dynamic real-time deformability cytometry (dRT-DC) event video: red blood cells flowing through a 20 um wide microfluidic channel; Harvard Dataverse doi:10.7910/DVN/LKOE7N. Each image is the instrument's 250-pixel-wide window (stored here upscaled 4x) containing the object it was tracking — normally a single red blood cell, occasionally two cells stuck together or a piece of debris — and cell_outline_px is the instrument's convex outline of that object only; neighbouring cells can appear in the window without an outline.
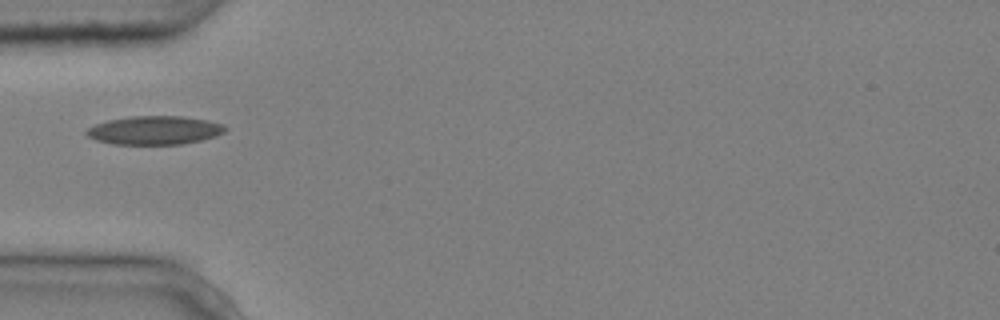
{"species": "common noctule bat (a hibernating species)", "species_latin": "Nyctalus noctula", "temperature_condition": "cold", "stored_images_in_passage": 4, "camera_frame_rate_fps": 3000, "um_per_image_px": 0.085, "animal": {"sex": "male", "body_mass_g": 20.4}, "frame": {"image": 1, "passage_image": 1, "time_ms": 0.0, "image_size_px": [1000, 320], "cell_outline_px": [[228, 128], [224, 132], [216, 136], [184, 144], [112, 144], [96, 140], [88, 136], [84, 132], [88, 128], [96, 124], [108, 120], [132, 116], [184, 116], [208, 120], [224, 124]], "centroid_in_image_um": [13.17, 11.07], "position_along_channel_um": 71.8, "area_um2": 23.18}}
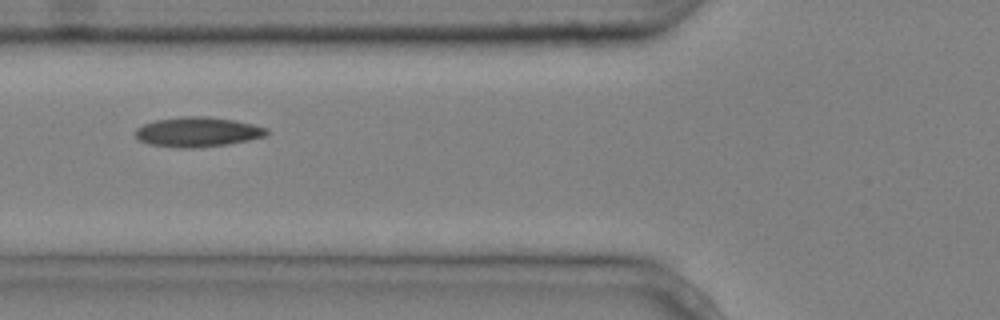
{"frame": {"image": 2, "passage_image": 2, "time_ms": 0.333, "image_size_px": [1000, 320], "cell_outline_px": [[268, 132], [264, 136], [248, 140], [228, 144], [200, 148], [176, 148], [148, 144], [140, 140], [132, 132], [136, 128], [144, 124], [156, 120], [180, 116], [208, 116], [232, 120], [252, 124], [268, 128]], "centroid_in_image_um": [16.75, 11.22], "position_along_channel_um": 109.0, "area_um2": 22.95}}